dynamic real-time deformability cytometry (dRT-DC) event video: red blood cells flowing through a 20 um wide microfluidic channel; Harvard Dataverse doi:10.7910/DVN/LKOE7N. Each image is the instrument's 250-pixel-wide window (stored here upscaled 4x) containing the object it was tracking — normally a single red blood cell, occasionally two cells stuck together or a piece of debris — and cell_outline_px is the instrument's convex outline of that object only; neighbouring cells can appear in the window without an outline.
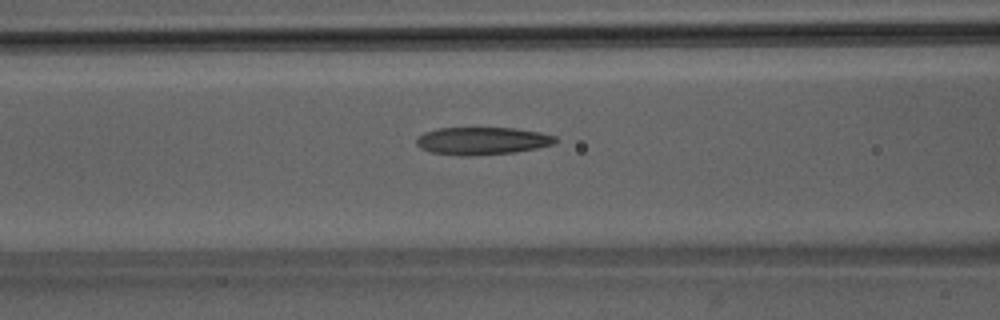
{"species": "Egyptian fruit bat (a non-hibernating species)", "species_latin": "Rousettus aegyptiacus", "temperature_condition": "room temperature", "stored_images_in_passage": 51, "camera_frame_rate_fps": 3000, "um_per_image_px": 0.085, "animal": {"sex": "male"}, "frame": {"image": 1, "passage_image": 21, "time_ms": 6.667, "image_size_px": [1000, 320], "cell_outline_px": [[556, 140], [552, 144], [536, 148], [516, 152], [468, 156], [460, 156], [432, 152], [420, 148], [416, 144], [416, 140], [424, 132], [436, 128], [516, 128], [540, 132], [556, 136]], "centroid_in_image_um": [40.97, 11.97], "position_along_channel_um": 125.6, "area_um2": 22.31}}
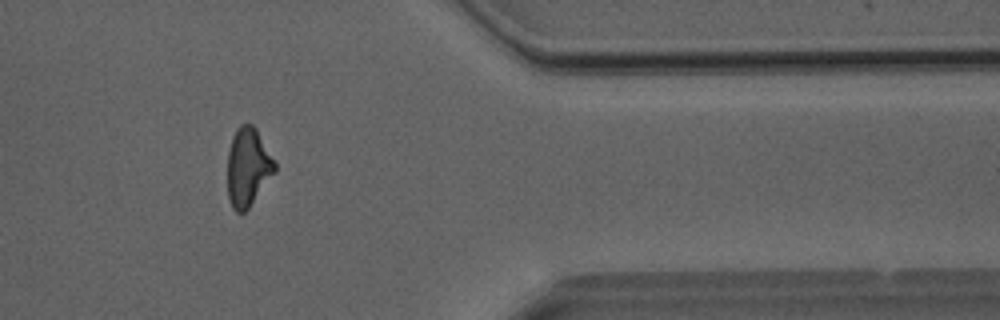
{"frame": {"image": 2, "passage_image": 42, "time_ms": 13.667, "image_size_px": [1000, 320], "cell_outline_px": [[276, 172], [248, 208], [244, 212], [236, 212], [232, 208], [228, 196], [228, 152], [232, 136], [236, 128], [240, 124], [252, 124], [256, 128], [276, 164]], "centroid_in_image_um": [21.07, 14.2], "position_along_channel_um": 390.3, "area_um2": 21.56}}
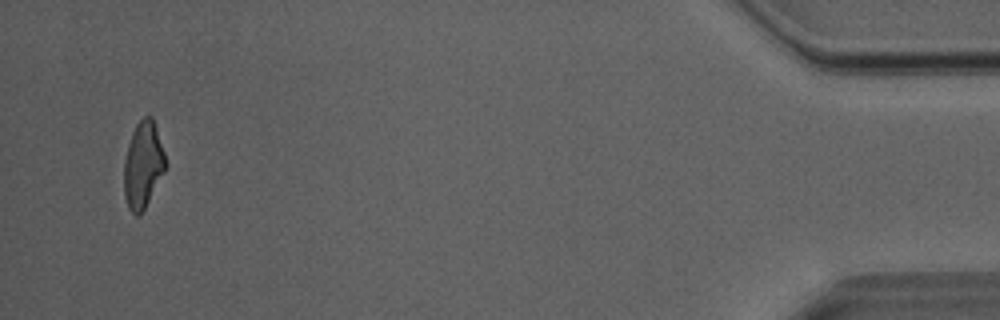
{"frame": {"image": 3, "passage_image": 49, "time_ms": 16.0, "image_size_px": [1000, 320], "cell_outline_px": [[168, 164], [164, 172], [144, 208], [136, 216], [128, 208], [124, 196], [124, 160], [128, 144], [132, 132], [136, 124], [144, 116], [152, 116]], "centroid_in_image_um": [12.15, 13.99], "position_along_channel_um": 423.0, "area_um2": 20.75}, "authors_computed_cell_mechanics": {"area_um2": 22.4842, "velocity_mm_per_s": 4.0711, "shape_relaxation_time_tau1_ms": 10.3239, "shape_relaxation_time_tau2_ms": 2.8786, "deformation_change_tau1": 0.2528, "deformation_change_tau2": 0.1262}}